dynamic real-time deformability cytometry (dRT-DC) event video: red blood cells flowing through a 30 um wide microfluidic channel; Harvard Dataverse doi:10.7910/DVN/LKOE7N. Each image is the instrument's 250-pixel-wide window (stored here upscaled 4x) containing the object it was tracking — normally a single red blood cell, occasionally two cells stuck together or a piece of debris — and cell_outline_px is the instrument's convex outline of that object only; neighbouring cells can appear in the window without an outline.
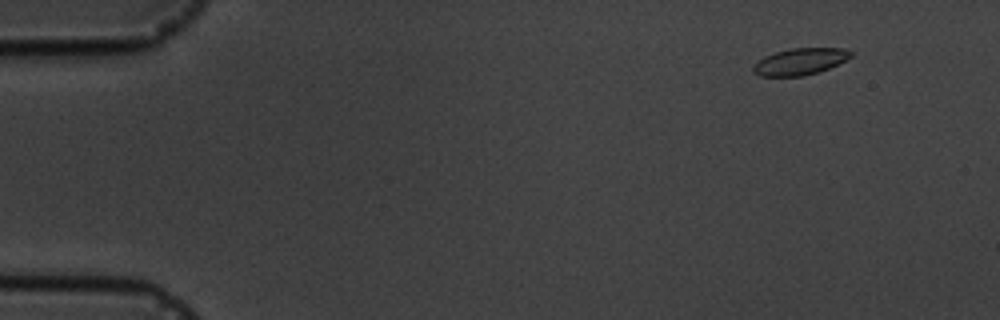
{"species": "common noctule bat (a hibernating species)", "species_latin": "Nyctalus noctula", "temperature_condition": "cold", "stored_images_in_passage": 14, "camera_frame_rate_fps": 3000, "um_per_image_px": 0.085, "animal": {"sex": "male", "body_mass_g": 19.5, "forearm_length_mm": 54.6}, "frame": {"image": 1, "passage_image": 2, "time_ms": 1.333, "image_size_px": [1000, 320], "cell_outline_px": [[852, 56], [820, 72], [804, 76], [760, 76], [752, 72], [752, 64], [764, 56], [788, 48], [844, 48], [852, 52]], "centroid_in_image_um": [67.95, 5.23], "position_along_channel_um": 17.1, "area_um2": 15.26}}
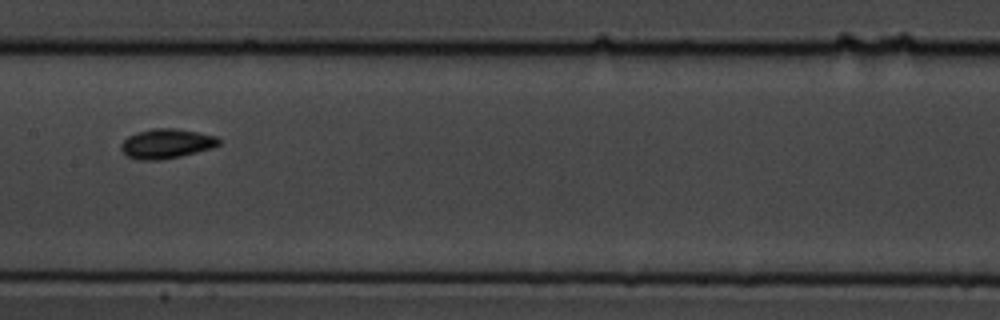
{"frame": {"image": 2, "passage_image": 9, "time_ms": 9.333, "image_size_px": [1000, 320], "cell_outline_px": [[220, 144], [212, 148], [180, 156], [160, 160], [140, 160], [128, 156], [120, 148], [120, 144], [128, 136], [136, 132], [152, 128], [176, 128], [216, 136], [220, 140]], "centroid_in_image_um": [14.13, 12.2], "position_along_channel_um": 193.3, "area_um2": 16.82}}
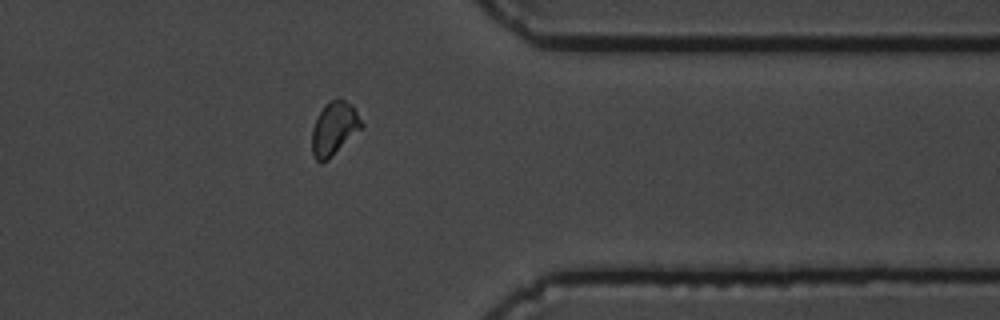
{"frame": {"image": 3, "passage_image": 14, "time_ms": 15.0, "image_size_px": [1000, 320], "cell_outline_px": [[364, 128], [328, 160], [320, 164], [312, 156], [312, 128], [316, 116], [324, 104], [328, 100], [336, 96], [352, 104], [364, 124]], "centroid_in_image_um": [28.41, 10.91], "position_along_channel_um": 383.0, "area_um2": 16.13}, "authors_computed_cell_mechanics": {"area_um2": 15.606, "velocity_mm_per_s": 3.5233, "shape_relaxation_time_tau1_ms": 4.4015, "shape_relaxation_time_tau2_ms": 2.7573, "deformation_change_tau1": 0.1067, "deformation_change_tau2": 0.0588}}